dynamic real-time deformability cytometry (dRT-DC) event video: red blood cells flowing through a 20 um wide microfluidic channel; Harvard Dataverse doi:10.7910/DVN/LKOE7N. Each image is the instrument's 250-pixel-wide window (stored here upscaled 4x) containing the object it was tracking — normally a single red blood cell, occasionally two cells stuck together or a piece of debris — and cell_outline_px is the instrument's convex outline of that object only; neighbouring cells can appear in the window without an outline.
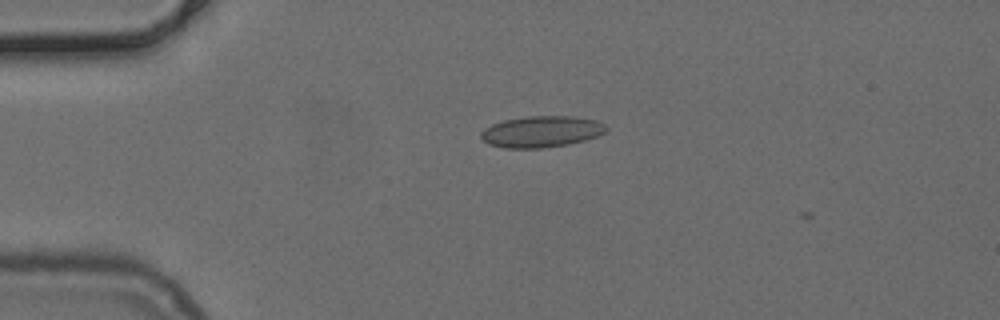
{"species": "common noctule bat (a hibernating species)", "species_latin": "Nyctalus noctula", "temperature_condition": "cold", "stored_images_in_passage": 3, "camera_frame_rate_fps": 3000, "um_per_image_px": 0.085, "animal": {"sex": "female", "body_mass_g": 24.6, "forearm_length_mm": 56.2}, "frame": {"image": 1, "passage_image": 2, "time_ms": 0.333, "image_size_px": [1000, 320], "cell_outline_px": [[608, 128], [604, 132], [596, 136], [584, 140], [568, 144], [540, 148], [504, 148], [488, 144], [480, 136], [480, 132], [484, 128], [492, 124], [504, 120], [528, 116], [576, 116], [596, 120], [604, 124]], "centroid_in_image_um": [46.0, 11.18], "position_along_channel_um": 39.0, "area_um2": 22.83}}